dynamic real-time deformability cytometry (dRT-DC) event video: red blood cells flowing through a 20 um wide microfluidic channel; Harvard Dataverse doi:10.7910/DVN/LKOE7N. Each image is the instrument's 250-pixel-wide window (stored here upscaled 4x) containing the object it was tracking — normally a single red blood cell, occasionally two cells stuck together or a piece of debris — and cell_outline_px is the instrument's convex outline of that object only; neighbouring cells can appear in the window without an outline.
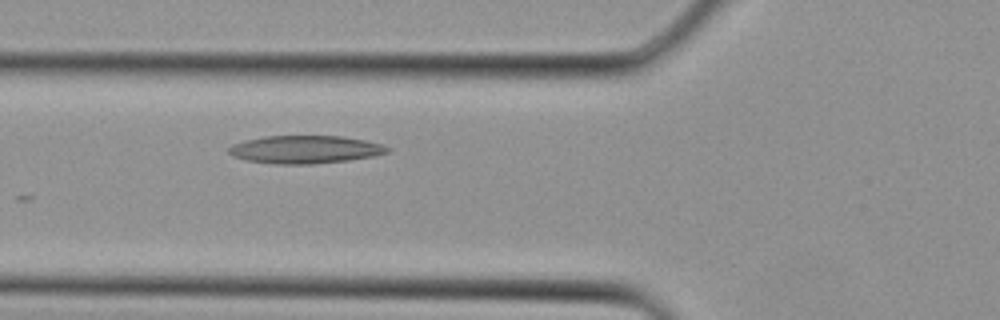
{"species": "Egyptian fruit bat (a non-hibernating species)", "species_latin": "Rousettus aegyptiacus", "temperature_condition": "cold", "stored_images_in_passage": 4, "segment_of_instrument_passage": [1, 2], "camera_frame_rate_fps": 3000, "um_per_image_px": 0.085, "animal": {"sex": "female"}, "frame": {"image": 1, "passage_image": 3, "time_ms": 0.667, "image_size_px": [1000, 320], "cell_outline_px": [[392, 148], [388, 152], [376, 156], [348, 160], [312, 164], [276, 164], [248, 160], [232, 156], [228, 152], [228, 148], [232, 144], [244, 140], [264, 136], [344, 136], [384, 144]], "centroid_in_image_um": [25.97, 12.7], "position_along_channel_um": 99.8, "area_um2": 25.95}}